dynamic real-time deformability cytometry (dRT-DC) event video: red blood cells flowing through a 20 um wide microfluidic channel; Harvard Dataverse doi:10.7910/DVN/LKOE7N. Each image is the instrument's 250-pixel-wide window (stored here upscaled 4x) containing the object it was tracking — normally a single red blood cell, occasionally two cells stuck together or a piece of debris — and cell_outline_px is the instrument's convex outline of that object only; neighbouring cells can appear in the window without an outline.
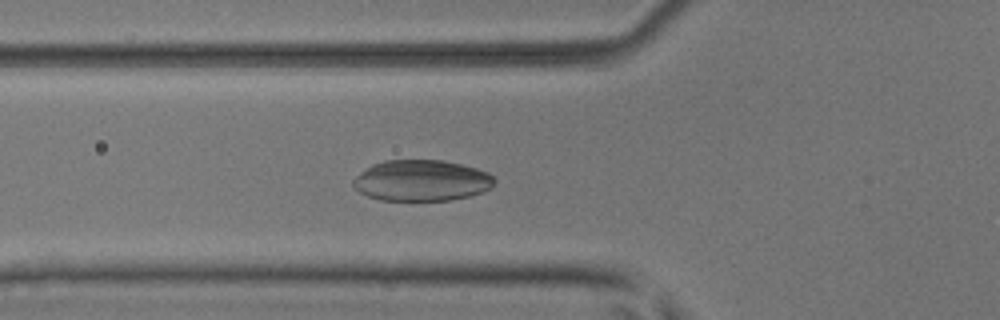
{"species": "common noctule bat (a hibernating species)", "species_latin": "Nyctalus noctula", "temperature_condition": "room temperature", "stored_images_in_passage": 36, "camera_frame_rate_fps": 3000, "um_per_image_px": 0.085, "animal": {"sex": "male", "body_mass_g": 17.9, "forearm_length_mm": 54.2}, "frame": {"image": 1, "passage_image": 3, "time_ms": 0.667, "image_size_px": [1000, 320], "cell_outline_px": [[496, 180], [492, 188], [484, 192], [472, 196], [452, 200], [380, 200], [368, 196], [352, 188], [352, 180], [364, 168], [372, 164], [384, 160], [444, 160], [476, 168], [488, 172]], "centroid_in_image_um": [35.83, 15.35], "position_along_channel_um": 90.0, "area_um2": 34.22}}
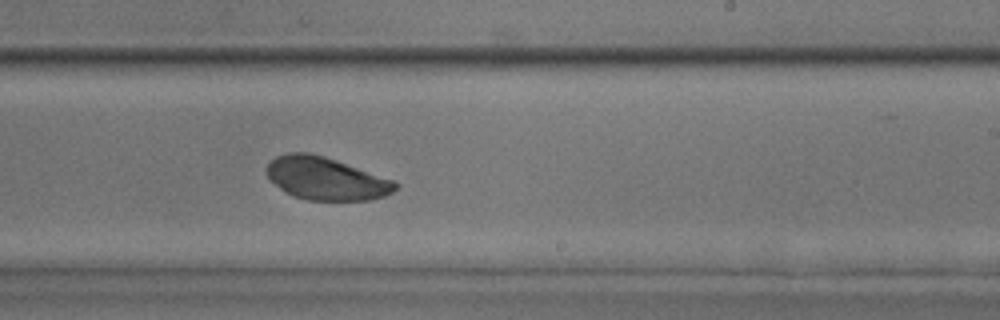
{"frame": {"image": 2, "passage_image": 16, "time_ms": 5.0, "image_size_px": [1000, 320], "cell_outline_px": [[400, 184], [392, 192], [384, 196], [372, 200], [308, 200], [292, 196], [284, 192], [268, 180], [264, 168], [268, 160], [276, 156], [288, 152], [308, 152], [324, 156], [336, 160], [392, 180]], "centroid_in_image_um": [27.61, 15.17], "position_along_channel_um": 261.4, "area_um2": 32.37}}
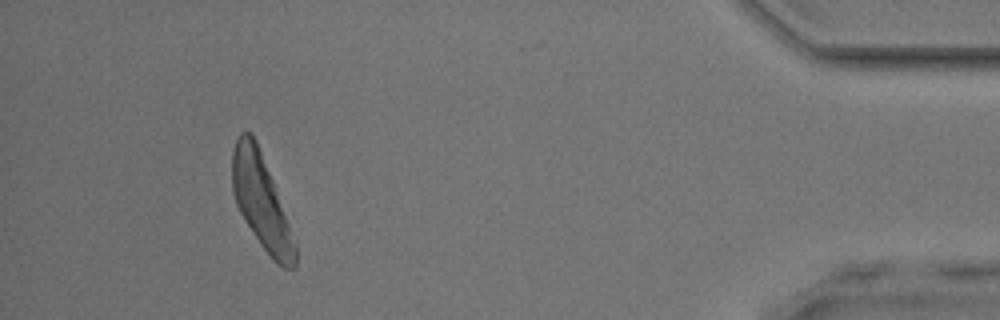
{"frame": {"image": 3, "passage_image": 32, "time_ms": 10.333, "image_size_px": [1000, 320], "cell_outline_px": [[296, 268], [284, 268], [276, 264], [272, 260], [260, 244], [244, 220], [236, 204], [232, 192], [232, 148], [240, 132], [252, 132], [256, 140], [272, 180], [296, 244]], "centroid_in_image_um": [22.18, 17.15], "position_along_channel_um": 413.0, "area_um2": 34.1}}